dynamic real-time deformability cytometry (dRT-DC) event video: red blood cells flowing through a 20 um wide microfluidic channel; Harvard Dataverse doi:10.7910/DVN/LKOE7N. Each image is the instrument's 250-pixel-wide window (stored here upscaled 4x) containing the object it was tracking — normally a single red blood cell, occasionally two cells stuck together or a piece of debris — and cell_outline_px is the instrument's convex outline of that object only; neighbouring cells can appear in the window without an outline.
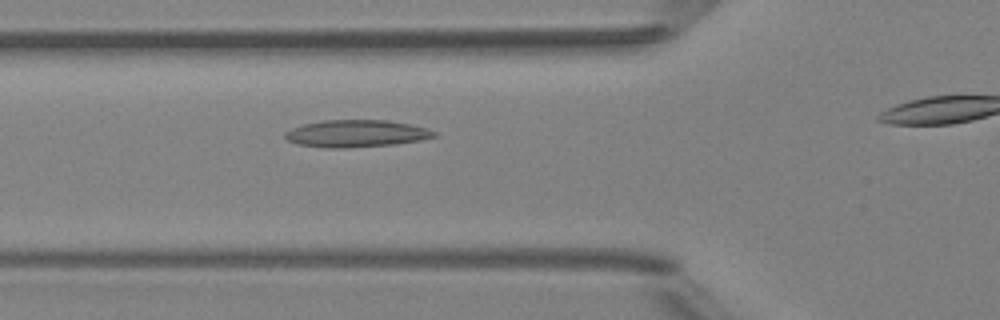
{"species": "Egyptian fruit bat (a non-hibernating species)", "species_latin": "Rousettus aegyptiacus", "temperature_condition": "room temperature", "stored_images_in_passage": 31, "camera_frame_rate_fps": 3000, "um_per_image_px": 0.085, "animal": {"sex": "female"}, "frame": {"image": 1, "passage_image": 8, "time_ms": 2.333, "image_size_px": [1000, 320], "cell_outline_px": [[436, 136], [420, 140], [396, 144], [348, 148], [324, 148], [296, 144], [288, 140], [284, 136], [284, 132], [292, 128], [304, 124], [324, 120], [388, 120], [408, 124], [424, 128], [436, 132]], "centroid_in_image_um": [30.24, 11.36], "position_along_channel_um": 95.6, "area_um2": 23.58}}
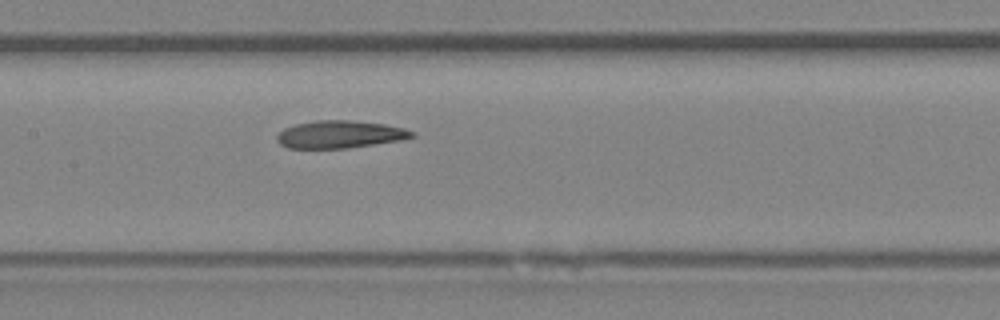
{"frame": {"image": 2, "passage_image": 14, "time_ms": 4.333, "image_size_px": [1000, 320], "cell_outline_px": [[416, 136], [400, 140], [344, 148], [288, 148], [280, 144], [276, 140], [276, 136], [284, 128], [296, 124], [316, 120], [352, 120], [384, 124], [404, 128], [416, 132]], "centroid_in_image_um": [28.88, 11.41], "position_along_channel_um": 178.5, "area_um2": 21.56}}
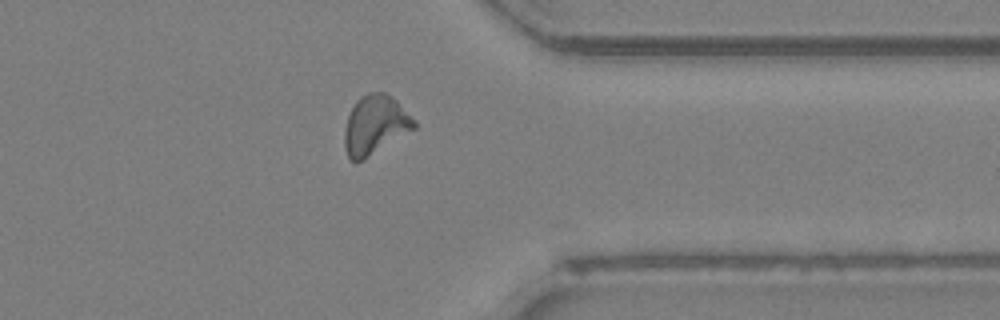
{"frame": {"image": 3, "passage_image": 29, "time_ms": 9.333, "image_size_px": [1000, 320], "cell_outline_px": [[416, 128], [356, 164], [348, 156], [344, 148], [344, 128], [348, 116], [356, 100], [360, 96], [368, 92], [384, 92], [396, 100], [416, 120]], "centroid_in_image_um": [31.87, 10.62], "position_along_channel_um": 379.5, "area_um2": 24.04}}